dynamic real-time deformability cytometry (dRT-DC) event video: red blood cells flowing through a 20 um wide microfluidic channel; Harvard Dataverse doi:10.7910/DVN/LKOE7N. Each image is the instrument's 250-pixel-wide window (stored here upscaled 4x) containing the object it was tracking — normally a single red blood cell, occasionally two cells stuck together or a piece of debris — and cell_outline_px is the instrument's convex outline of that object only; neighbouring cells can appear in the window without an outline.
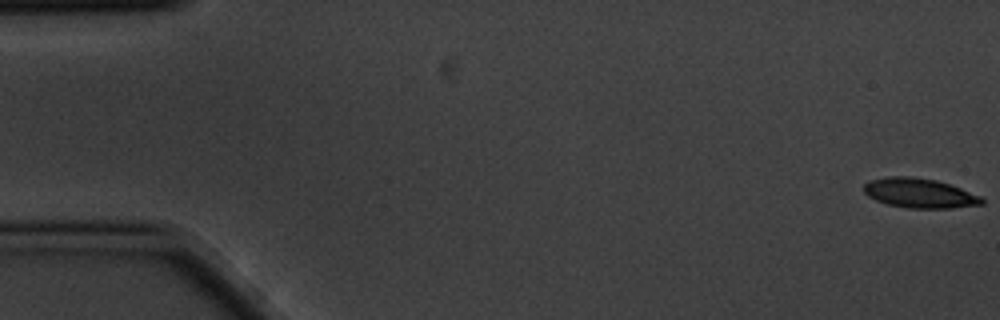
{"species": "common noctule bat (a hibernating species)", "species_latin": "Nyctalus noctula", "temperature_condition": "cold", "stored_images_in_passage": 6, "camera_frame_rate_fps": 3000, "um_per_image_px": 0.085, "animal": {"sex": "male", "body_mass_g": 20.1, "forearm_length_mm": 53.5}, "frame": {"image": 1, "passage_image": 1, "time_ms": 0.0, "image_size_px": [1000, 320], "cell_outline_px": [[984, 204], [952, 208], [908, 208], [888, 204], [876, 200], [868, 196], [864, 192], [864, 184], [868, 180], [888, 176], [912, 176], [936, 180], [960, 188], [980, 196], [984, 200]], "centroid_in_image_um": [78.14, 16.41], "position_along_channel_um": 6.9, "area_um2": 20.35}}